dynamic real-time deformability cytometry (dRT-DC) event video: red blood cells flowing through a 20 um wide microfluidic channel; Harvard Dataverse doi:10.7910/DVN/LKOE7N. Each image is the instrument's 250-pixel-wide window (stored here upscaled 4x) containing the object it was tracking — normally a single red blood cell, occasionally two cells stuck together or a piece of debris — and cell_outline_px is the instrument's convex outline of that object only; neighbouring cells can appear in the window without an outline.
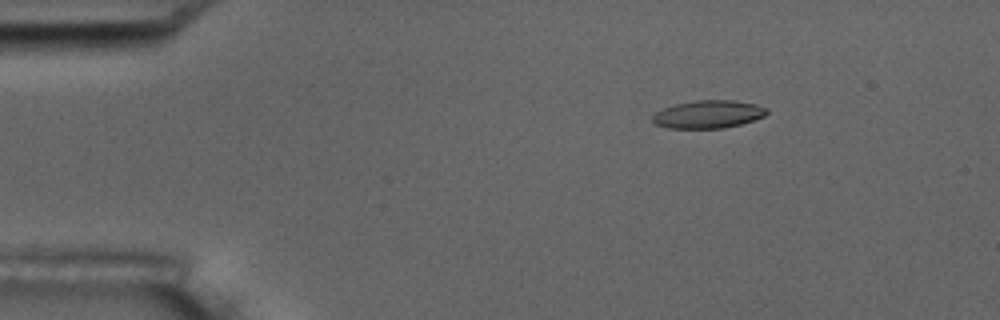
{"species": "common noctule bat (a hibernating species)", "species_latin": "Nyctalus noctula", "temperature_condition": "room temperature", "stored_images_in_passage": 6, "camera_frame_rate_fps": 3000, "um_per_image_px": 0.085, "animal": {"sex": "male", "body_mass_g": 17.5, "forearm_length_mm": 52.3}, "frame": {"image": 1, "passage_image": 3, "time_ms": 2.333, "image_size_px": [1000, 320], "cell_outline_px": [[768, 112], [764, 116], [740, 124], [724, 128], [668, 128], [656, 124], [652, 120], [652, 116], [656, 112], [664, 108], [676, 104], [696, 100], [736, 100], [756, 104], [768, 108]], "centroid_in_image_um": [60.22, 9.71], "position_along_channel_um": 24.8, "area_um2": 18.5}}
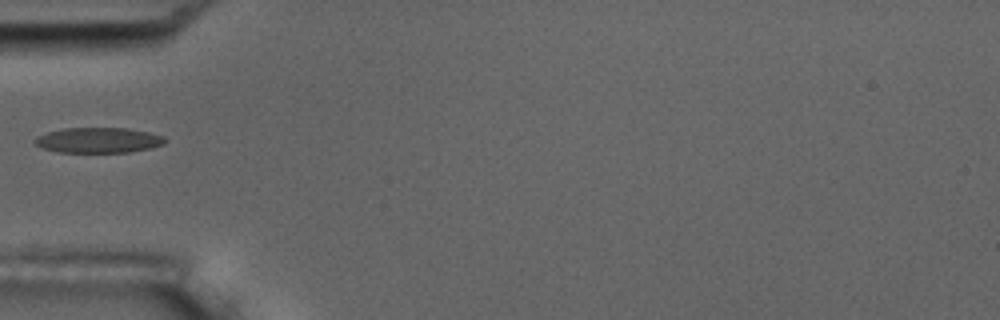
{"frame": {"image": 2, "passage_image": 6, "time_ms": 5.667, "image_size_px": [1000, 320], "cell_outline_px": [[164, 144], [152, 148], [128, 152], [56, 152], [40, 148], [32, 140], [36, 136], [48, 132], [64, 128], [128, 128], [148, 132], [164, 136]], "centroid_in_image_um": [8.32, 11.92], "position_along_channel_um": 76.7, "area_um2": 19.31}}